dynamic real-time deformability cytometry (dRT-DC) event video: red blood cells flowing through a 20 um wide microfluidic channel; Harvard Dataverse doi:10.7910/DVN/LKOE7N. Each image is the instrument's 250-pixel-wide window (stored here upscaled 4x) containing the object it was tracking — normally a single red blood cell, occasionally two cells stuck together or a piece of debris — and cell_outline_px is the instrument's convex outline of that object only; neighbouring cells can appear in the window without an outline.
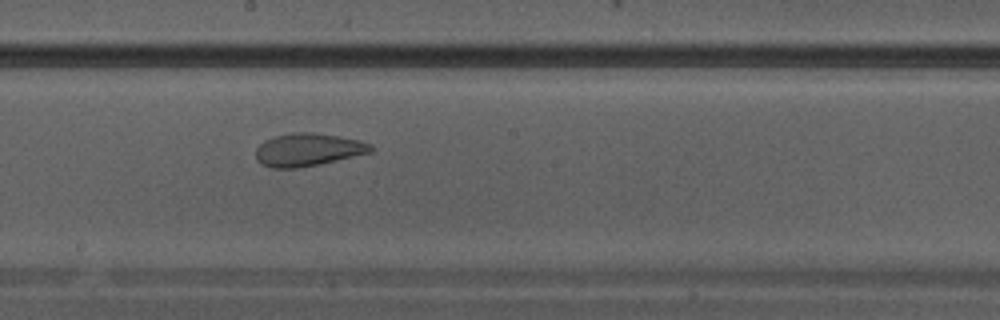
{"species": "Egyptian fruit bat (a non-hibernating species)", "species_latin": "Rousettus aegyptiacus", "temperature_condition": "warm", "stored_images_in_passage": 10, "camera_frame_rate_fps": 3000, "um_per_image_px": 0.085, "animal": {"sex": "male"}, "frame": {"image": 1, "passage_image": 10, "time_ms": 3.0, "image_size_px": [1000, 320], "cell_outline_px": [[372, 152], [320, 164], [296, 168], [272, 168], [260, 164], [256, 160], [256, 148], [264, 140], [272, 136], [292, 132], [312, 132], [336, 136], [356, 140], [372, 144]], "centroid_in_image_um": [26.12, 12.73], "position_along_channel_um": 222.1, "area_um2": 22.02}}